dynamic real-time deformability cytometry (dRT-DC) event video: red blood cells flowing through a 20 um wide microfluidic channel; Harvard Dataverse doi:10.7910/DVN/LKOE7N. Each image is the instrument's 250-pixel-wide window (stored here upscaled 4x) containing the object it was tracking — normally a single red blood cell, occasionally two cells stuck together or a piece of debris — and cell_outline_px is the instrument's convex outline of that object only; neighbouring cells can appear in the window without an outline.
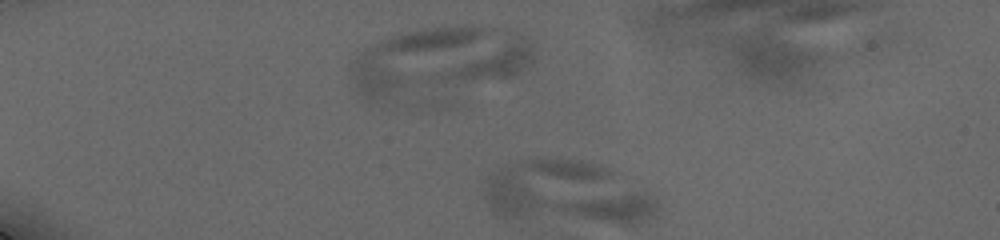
{"species": "human", "species_latin": "Homo sapiens", "temperature_condition": "cold", "stored_images_in_passage": 7, "camera_frame_rate_fps": 3000, "um_per_image_px": 0.085, "donor": {"sex": "male"}, "frame": {"image": 1, "passage_image": 2, "time_ms": 0.333, "image_size_px": [1000, 240], "cell_outline_px": [[656, 208], [652, 216], [640, 224], [620, 224], [504, 220], [496, 216], [492, 212], [484, 196], [488, 176], [504, 164], [532, 160], [580, 160], [592, 164], [612, 172], [648, 192], [656, 200]], "centroid_in_image_um": [48.1, 16.49], "position_along_channel_um": 36.9, "area_um2": 63.93}}